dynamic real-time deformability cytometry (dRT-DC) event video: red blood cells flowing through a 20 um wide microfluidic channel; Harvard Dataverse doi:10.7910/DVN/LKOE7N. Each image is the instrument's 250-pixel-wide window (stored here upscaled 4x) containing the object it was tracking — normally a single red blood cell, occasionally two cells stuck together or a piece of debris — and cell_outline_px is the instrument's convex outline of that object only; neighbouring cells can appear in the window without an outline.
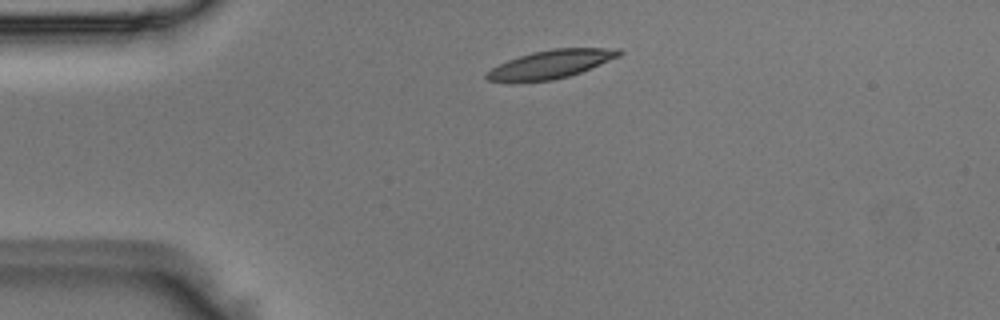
{"species": "Egyptian fruit bat (a non-hibernating species)", "species_latin": "Rousettus aegyptiacus", "temperature_condition": "room temperature", "stored_images_in_passage": 41, "camera_frame_rate_fps": 3000, "um_per_image_px": 0.085, "animal": {"sex": "male"}, "frame": {"image": 1, "passage_image": 2, "time_ms": 0.333, "image_size_px": [1000, 320], "cell_outline_px": [[624, 52], [620, 56], [580, 72], [568, 76], [552, 80], [488, 80], [484, 76], [492, 68], [508, 60], [532, 52], [556, 48], [620, 48]], "centroid_in_image_um": [46.91, 5.42], "position_along_channel_um": 38.1, "area_um2": 21.15}}
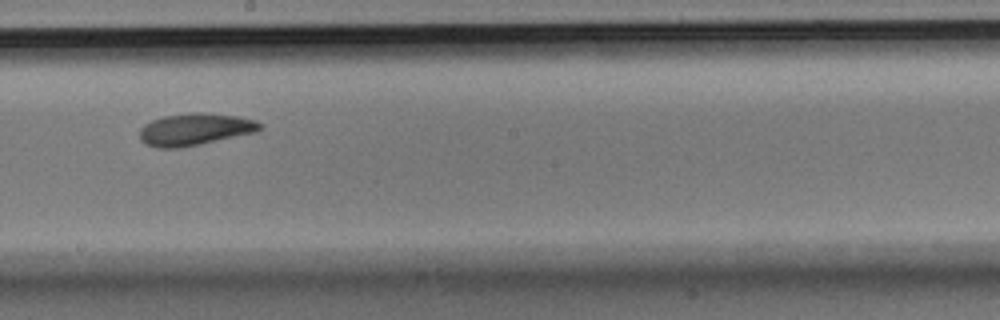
{"frame": {"image": 2, "passage_image": 19, "time_ms": 6.0, "image_size_px": [1000, 320], "cell_outline_px": [[264, 124], [256, 132], [200, 144], [180, 148], [156, 148], [144, 144], [140, 140], [140, 128], [144, 124], [152, 120], [164, 116], [192, 112], [204, 112], [236, 116], [256, 120]], "centroid_in_image_um": [16.55, 10.99], "position_along_channel_um": 231.7, "area_um2": 22.6}}
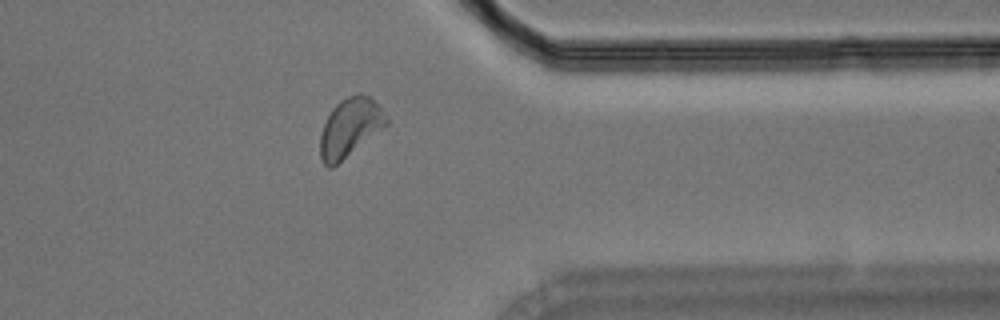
{"frame": {"image": 3, "passage_image": 31, "time_ms": 10.0, "image_size_px": [1000, 320], "cell_outline_px": [[388, 124], [332, 168], [328, 168], [320, 160], [320, 136], [324, 124], [332, 108], [340, 100], [356, 92], [360, 92], [368, 96], [380, 108], [388, 120]], "centroid_in_image_um": [29.71, 10.84], "position_along_channel_um": 381.7, "area_um2": 22.31}}